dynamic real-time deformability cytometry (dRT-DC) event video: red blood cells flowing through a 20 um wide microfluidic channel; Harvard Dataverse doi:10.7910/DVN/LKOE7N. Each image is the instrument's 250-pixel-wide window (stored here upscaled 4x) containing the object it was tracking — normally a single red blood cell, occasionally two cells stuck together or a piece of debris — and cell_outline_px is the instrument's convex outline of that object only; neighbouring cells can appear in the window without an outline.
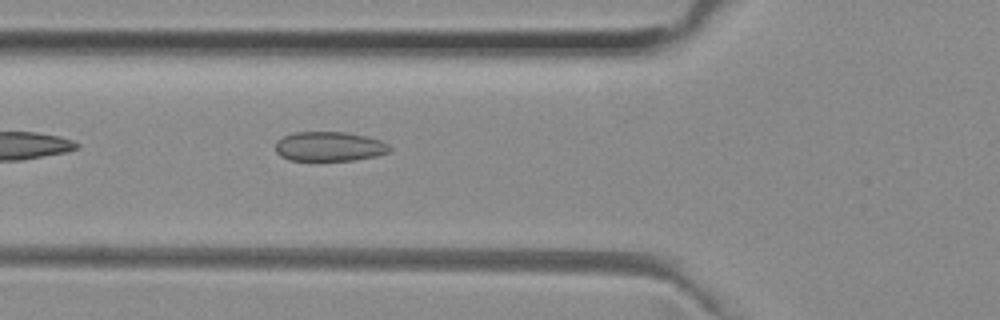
{"species": "common noctule bat (a hibernating species)", "species_latin": "Nyctalus noctula", "temperature_condition": "room temperature", "stored_images_in_passage": 31, "camera_frame_rate_fps": 3000, "um_per_image_px": 0.085, "animal": {"sex": "female", "body_mass_g": 29.2, "forearm_length_mm": 56.3}, "frame": {"image": 1, "passage_image": 3, "time_ms": 0.667, "image_size_px": [1000, 320], "cell_outline_px": [[392, 148], [388, 152], [376, 156], [356, 160], [288, 160], [280, 156], [276, 152], [276, 140], [292, 132], [348, 132], [368, 136], [380, 140], [388, 144]], "centroid_in_image_um": [27.99, 12.44], "position_along_channel_um": 97.8, "area_um2": 19.83}}
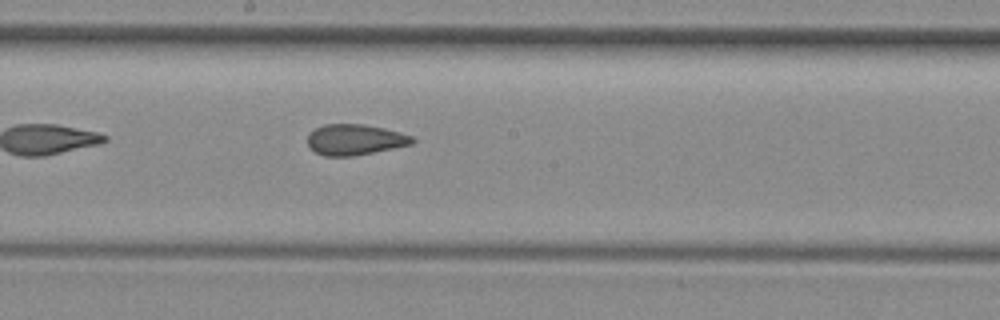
{"frame": {"image": 2, "passage_image": 12, "time_ms": 3.667, "image_size_px": [1000, 320], "cell_outline_px": [[416, 140], [412, 144], [352, 156], [324, 156], [316, 152], [308, 144], [308, 132], [324, 124], [364, 124], [384, 128], [400, 132], [412, 136]], "centroid_in_image_um": [30.16, 11.86], "position_along_channel_um": 218.0, "area_um2": 18.67}}
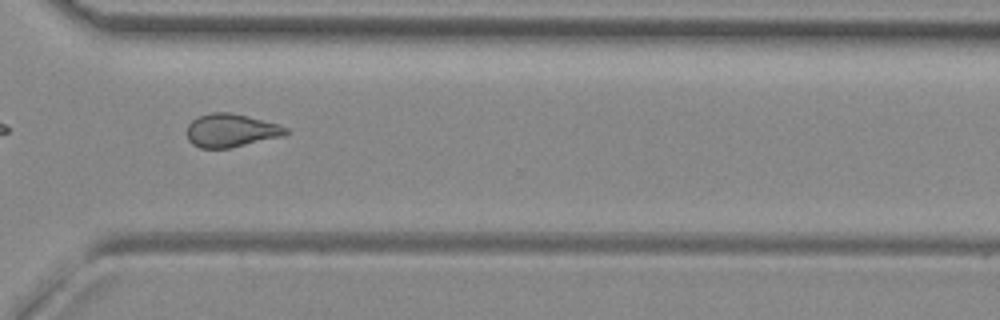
{"frame": {"image": 3, "passage_image": 22, "time_ms": 7.0, "image_size_px": [1000, 320], "cell_outline_px": [[288, 132], [284, 136], [228, 148], [200, 148], [192, 144], [188, 140], [188, 124], [192, 120], [200, 116], [212, 112], [228, 112], [248, 116], [280, 124], [288, 128]], "centroid_in_image_um": [19.66, 11.08], "position_along_channel_um": 350.9, "area_um2": 19.13}}